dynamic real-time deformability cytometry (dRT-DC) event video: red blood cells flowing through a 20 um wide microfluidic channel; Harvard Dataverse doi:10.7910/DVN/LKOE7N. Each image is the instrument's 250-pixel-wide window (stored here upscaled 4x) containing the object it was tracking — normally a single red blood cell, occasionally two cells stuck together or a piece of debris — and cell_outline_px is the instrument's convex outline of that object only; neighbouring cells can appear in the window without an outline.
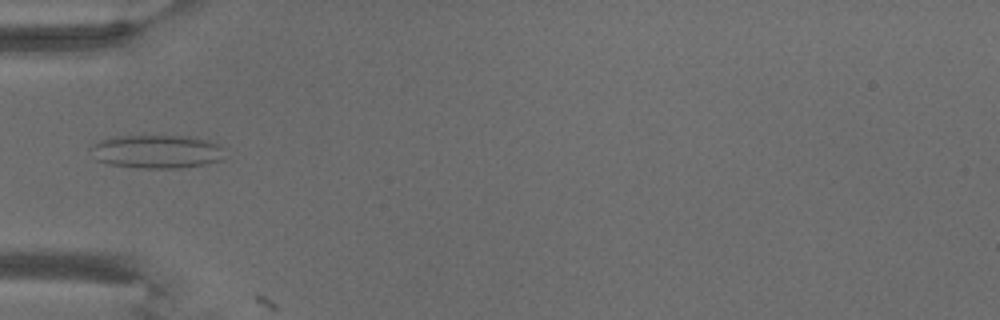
{"species": "common noctule bat (a hibernating species)", "species_latin": "Nyctalus noctula", "temperature_condition": "warm", "stored_images_in_passage": 8, "camera_frame_rate_fps": 3000, "um_per_image_px": 0.085, "animal": {"sex": "male", "body_mass_g": 18.8}, "frame": {"image": 1, "passage_image": 7, "time_ms": 8.0, "image_size_px": [1000, 320], "cell_outline_px": [[224, 160], [204, 164], [180, 168], [136, 168], [108, 164], [96, 160], [92, 148], [100, 140], [116, 136], [196, 136], [220, 144]], "centroid_in_image_um": [13.38, 12.88], "position_along_channel_um": 71.6, "area_um2": 26.13}}